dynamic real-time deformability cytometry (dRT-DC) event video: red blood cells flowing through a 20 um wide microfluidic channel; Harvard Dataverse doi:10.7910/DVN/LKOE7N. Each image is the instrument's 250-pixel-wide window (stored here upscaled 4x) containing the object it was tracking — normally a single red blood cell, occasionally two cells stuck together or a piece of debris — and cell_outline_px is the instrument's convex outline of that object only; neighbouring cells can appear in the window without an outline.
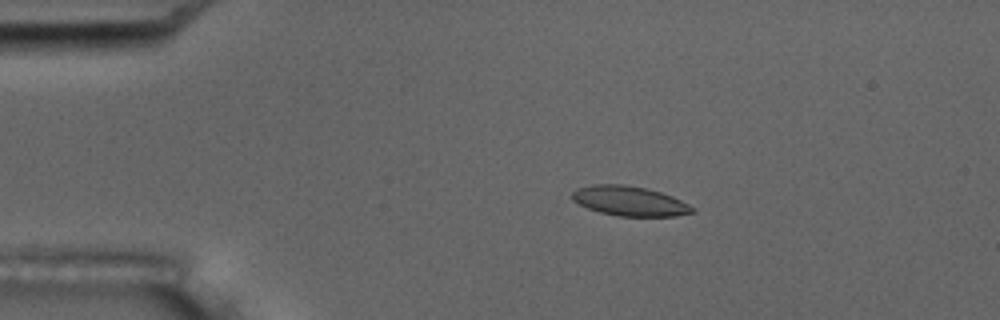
{"species": "common noctule bat (a hibernating species)", "species_latin": "Nyctalus noctula", "temperature_condition": "room temperature", "stored_images_in_passage": 5, "camera_frame_rate_fps": 3000, "um_per_image_px": 0.085, "animal": {"sex": "male", "body_mass_g": 17.5, "forearm_length_mm": 52.3}, "frame": {"image": 1, "passage_image": 3, "time_ms": 3.333, "image_size_px": [1000, 320], "cell_outline_px": [[696, 212], [676, 216], [616, 216], [600, 212], [588, 208], [572, 200], [572, 192], [576, 188], [592, 184], [624, 184], [644, 188], [660, 192], [672, 196], [696, 208]], "centroid_in_image_um": [53.52, 17.09], "position_along_channel_um": 31.5, "area_um2": 20.87}}